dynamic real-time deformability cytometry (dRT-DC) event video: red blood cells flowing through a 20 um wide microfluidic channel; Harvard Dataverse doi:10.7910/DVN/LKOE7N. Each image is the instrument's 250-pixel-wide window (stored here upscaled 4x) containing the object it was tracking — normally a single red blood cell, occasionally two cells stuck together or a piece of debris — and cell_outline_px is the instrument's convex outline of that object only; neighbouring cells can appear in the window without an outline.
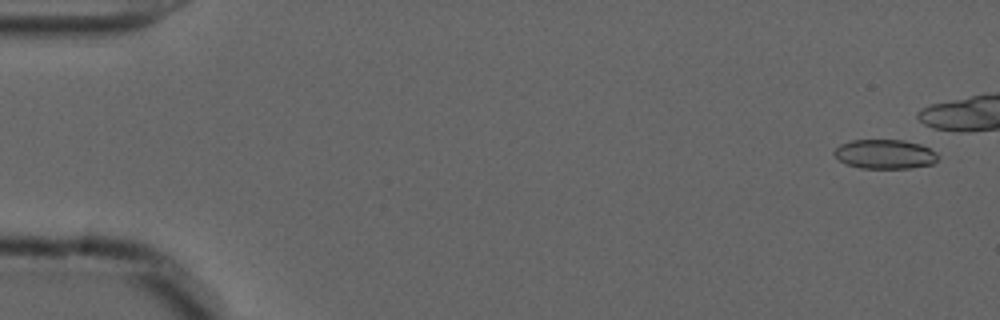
{"species": "common noctule bat (a hibernating species)", "species_latin": "Nyctalus noctula", "temperature_condition": "cold", "stored_images_in_passage": 25, "camera_frame_rate_fps": 3000, "um_per_image_px": 0.085, "animal": {"sex": "male", "forearm_length_mm": 52.5}, "frame": {"image": 1, "passage_image": 3, "time_ms": 0.667, "image_size_px": [1000, 320], "cell_outline_px": [[940, 156], [932, 164], [912, 168], [860, 168], [848, 164], [840, 160], [832, 152], [840, 144], [852, 140], [904, 140], [920, 144], [936, 152]], "centroid_in_image_um": [75.23, 13.1], "position_along_channel_um": 9.8, "area_um2": 17.69}}
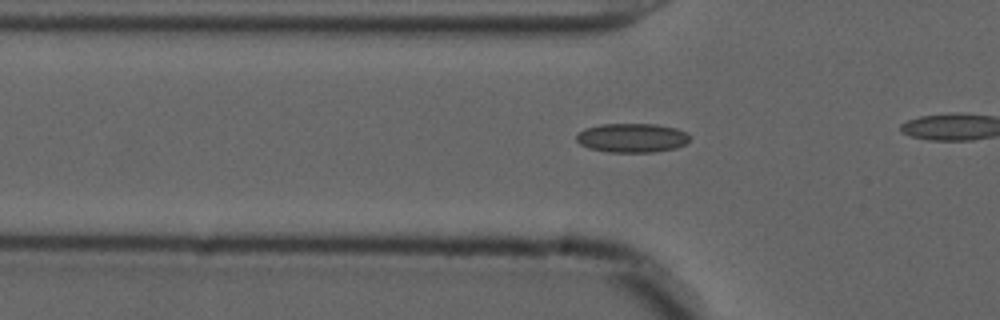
{"frame": {"image": 2, "passage_image": 19, "time_ms": 6.0, "image_size_px": [1000, 320], "cell_outline_px": [[692, 136], [688, 144], [676, 148], [652, 152], [608, 152], [588, 148], [580, 144], [576, 140], [576, 136], [584, 128], [600, 124], [656, 124], [676, 128]], "centroid_in_image_um": [53.74, 11.72], "position_along_channel_um": 72.1, "area_um2": 19.42}}
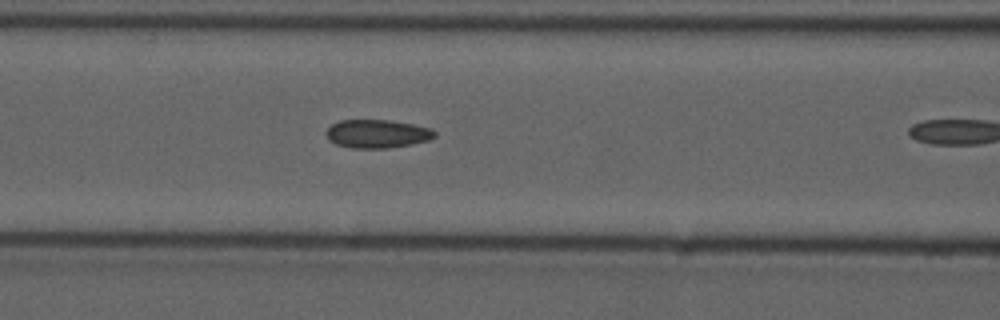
{"frame": {"image": 3, "passage_image": 24, "time_ms": 7.667, "image_size_px": [1000, 320], "cell_outline_px": [[436, 136], [428, 140], [412, 144], [388, 148], [352, 148], [336, 144], [328, 140], [324, 132], [332, 124], [340, 120], [388, 120], [412, 124], [432, 128], [436, 132]], "centroid_in_image_um": [32.05, 11.37], "position_along_channel_um": 134.6, "area_um2": 18.03}}